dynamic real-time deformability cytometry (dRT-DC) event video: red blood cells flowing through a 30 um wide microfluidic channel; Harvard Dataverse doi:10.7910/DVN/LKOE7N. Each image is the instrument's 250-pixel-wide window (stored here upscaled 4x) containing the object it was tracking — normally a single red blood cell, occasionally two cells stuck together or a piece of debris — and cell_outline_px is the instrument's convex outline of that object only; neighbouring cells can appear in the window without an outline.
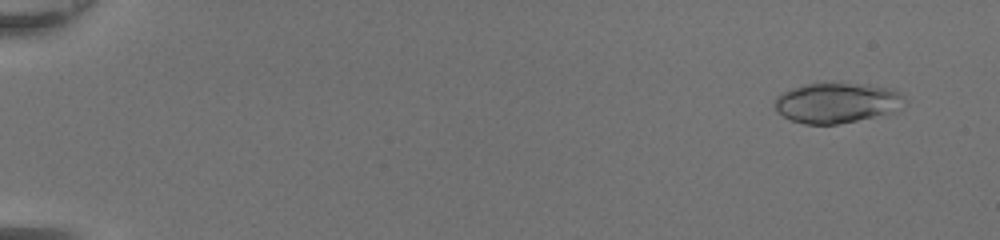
{"species": "common noctule bat (a hibernating species)", "species_latin": "Nyctalus noctula", "temperature_condition": "room temperature", "stored_images_in_passage": 49, "camera_frame_rate_fps": 3000, "um_per_image_px": 0.085, "animal": {"sex": "female", "body_mass_g": 20.0, "forearm_length_mm": 54.0}, "frame": {"image": 1, "passage_image": 4, "time_ms": 1.0, "image_size_px": [1000, 240], "cell_outline_px": [[908, 100], [884, 112], [872, 116], [856, 120], [836, 124], [804, 124], [792, 120], [776, 112], [776, 96], [792, 88], [808, 84], [848, 84], [884, 88], [900, 92]], "centroid_in_image_um": [71.02, 8.75], "position_along_channel_um": 14.0, "area_um2": 29.02}}
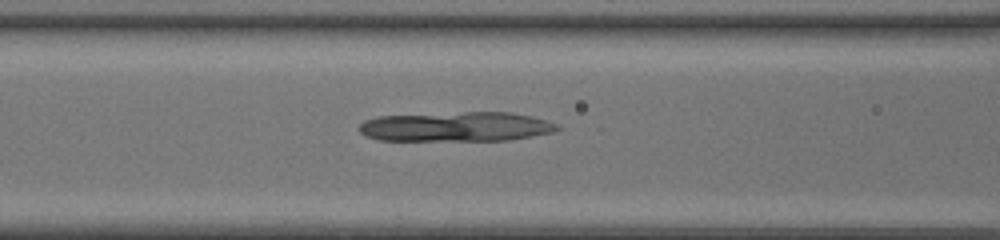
{"frame": {"image": 2, "passage_image": 23, "time_ms": 7.333, "image_size_px": [1000, 240], "cell_outline_px": [[560, 128], [552, 132], [512, 140], [380, 140], [364, 136], [356, 128], [364, 120], [376, 116], [464, 112], [512, 112], [532, 116], [556, 124]], "centroid_in_image_um": [38.72, 10.76], "position_along_channel_um": 127.9, "area_um2": 34.28}}
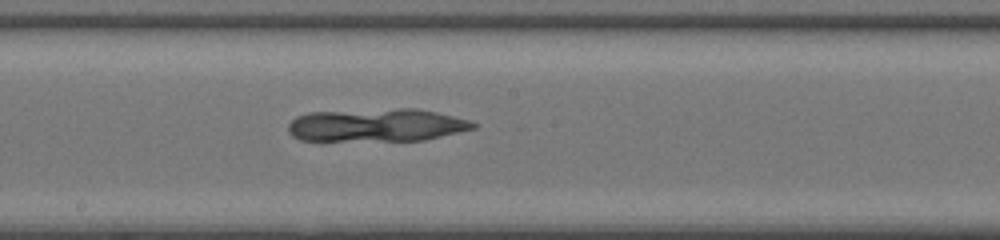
{"frame": {"image": 3, "passage_image": 29, "time_ms": 9.333, "image_size_px": [1000, 240], "cell_outline_px": [[480, 124], [476, 128], [424, 140], [300, 140], [292, 136], [288, 132], [288, 124], [296, 116], [308, 112], [400, 108], [416, 108], [436, 112], [468, 120]], "centroid_in_image_um": [32.0, 10.62], "position_along_channel_um": 216.2, "area_um2": 35.55}}